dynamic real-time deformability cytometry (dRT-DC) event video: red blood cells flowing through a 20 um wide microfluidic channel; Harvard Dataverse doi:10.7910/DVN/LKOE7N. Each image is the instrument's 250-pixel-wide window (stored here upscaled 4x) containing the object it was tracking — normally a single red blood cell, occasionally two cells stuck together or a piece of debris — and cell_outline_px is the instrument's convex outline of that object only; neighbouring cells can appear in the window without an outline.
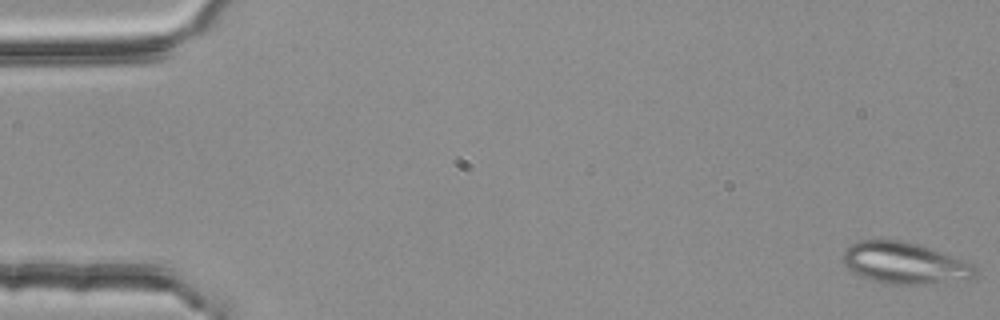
{"species": "common noctule bat (a hibernating species)", "species_latin": "Nyctalus noctula", "temperature_condition": "room temperature", "stored_images_in_passage": 53, "segment_of_instrument_passage": [1, 2], "camera_frame_rate_fps": 3000, "um_per_image_px": 0.085, "animal": {"sex": "female", "body_mass_g": 25.1}, "frame": {"image": 1, "passage_image": 1, "time_ms": 0.0, "image_size_px": [1000, 320], "cell_outline_px": [[976, 276], [968, 280], [924, 284], [884, 284], [868, 280], [852, 272], [848, 268], [844, 260], [844, 252], [848, 244], [856, 240], [900, 240], [916, 244], [968, 260], [976, 268]], "centroid_in_image_um": [76.91, 22.37], "position_along_channel_um": 8.1, "area_um2": 32.37}}